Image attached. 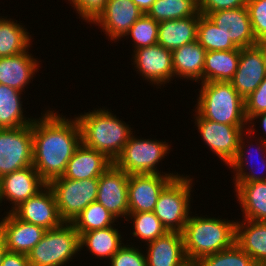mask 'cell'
I'll use <instances>...</instances> for the list:
<instances>
[{
    "label": "cell",
    "mask_w": 266,
    "mask_h": 266,
    "mask_svg": "<svg viewBox=\"0 0 266 266\" xmlns=\"http://www.w3.org/2000/svg\"><path fill=\"white\" fill-rule=\"evenodd\" d=\"M62 116L49 109L31 124L33 166L46 184L63 176L68 161L82 143L77 118Z\"/></svg>",
    "instance_id": "obj_1"
},
{
    "label": "cell",
    "mask_w": 266,
    "mask_h": 266,
    "mask_svg": "<svg viewBox=\"0 0 266 266\" xmlns=\"http://www.w3.org/2000/svg\"><path fill=\"white\" fill-rule=\"evenodd\" d=\"M182 235L186 258L190 264H195L202 257L223 251L235 243L236 222L190 216Z\"/></svg>",
    "instance_id": "obj_2"
},
{
    "label": "cell",
    "mask_w": 266,
    "mask_h": 266,
    "mask_svg": "<svg viewBox=\"0 0 266 266\" xmlns=\"http://www.w3.org/2000/svg\"><path fill=\"white\" fill-rule=\"evenodd\" d=\"M82 143L103 153L112 162L120 155L133 130L108 109H97L78 115Z\"/></svg>",
    "instance_id": "obj_3"
},
{
    "label": "cell",
    "mask_w": 266,
    "mask_h": 266,
    "mask_svg": "<svg viewBox=\"0 0 266 266\" xmlns=\"http://www.w3.org/2000/svg\"><path fill=\"white\" fill-rule=\"evenodd\" d=\"M195 110L204 118L228 125H248L245 100L230 82L200 83Z\"/></svg>",
    "instance_id": "obj_4"
},
{
    "label": "cell",
    "mask_w": 266,
    "mask_h": 266,
    "mask_svg": "<svg viewBox=\"0 0 266 266\" xmlns=\"http://www.w3.org/2000/svg\"><path fill=\"white\" fill-rule=\"evenodd\" d=\"M80 251V235L71 223L64 222L58 228L46 230L27 257L30 266H64Z\"/></svg>",
    "instance_id": "obj_5"
},
{
    "label": "cell",
    "mask_w": 266,
    "mask_h": 266,
    "mask_svg": "<svg viewBox=\"0 0 266 266\" xmlns=\"http://www.w3.org/2000/svg\"><path fill=\"white\" fill-rule=\"evenodd\" d=\"M193 179L184 175L174 178L160 193L154 214L168 232H183L190 217Z\"/></svg>",
    "instance_id": "obj_6"
},
{
    "label": "cell",
    "mask_w": 266,
    "mask_h": 266,
    "mask_svg": "<svg viewBox=\"0 0 266 266\" xmlns=\"http://www.w3.org/2000/svg\"><path fill=\"white\" fill-rule=\"evenodd\" d=\"M168 150L170 147L166 141L139 139L132 133L113 164L128 175L160 174L156 165L165 158Z\"/></svg>",
    "instance_id": "obj_7"
},
{
    "label": "cell",
    "mask_w": 266,
    "mask_h": 266,
    "mask_svg": "<svg viewBox=\"0 0 266 266\" xmlns=\"http://www.w3.org/2000/svg\"><path fill=\"white\" fill-rule=\"evenodd\" d=\"M98 180H71L62 176L48 184L54 192L58 212L64 222L71 223L89 204L96 201Z\"/></svg>",
    "instance_id": "obj_8"
},
{
    "label": "cell",
    "mask_w": 266,
    "mask_h": 266,
    "mask_svg": "<svg viewBox=\"0 0 266 266\" xmlns=\"http://www.w3.org/2000/svg\"><path fill=\"white\" fill-rule=\"evenodd\" d=\"M32 165V126L0 129V178Z\"/></svg>",
    "instance_id": "obj_9"
},
{
    "label": "cell",
    "mask_w": 266,
    "mask_h": 266,
    "mask_svg": "<svg viewBox=\"0 0 266 266\" xmlns=\"http://www.w3.org/2000/svg\"><path fill=\"white\" fill-rule=\"evenodd\" d=\"M194 123L206 145L228 166L235 158L247 125H228L204 119L197 111ZM246 127V128H245Z\"/></svg>",
    "instance_id": "obj_10"
},
{
    "label": "cell",
    "mask_w": 266,
    "mask_h": 266,
    "mask_svg": "<svg viewBox=\"0 0 266 266\" xmlns=\"http://www.w3.org/2000/svg\"><path fill=\"white\" fill-rule=\"evenodd\" d=\"M164 174L162 171V174L129 175V213L154 211L160 193L174 178L180 176L178 173Z\"/></svg>",
    "instance_id": "obj_11"
},
{
    "label": "cell",
    "mask_w": 266,
    "mask_h": 266,
    "mask_svg": "<svg viewBox=\"0 0 266 266\" xmlns=\"http://www.w3.org/2000/svg\"><path fill=\"white\" fill-rule=\"evenodd\" d=\"M11 212L18 219L40 226L45 230L58 228L64 223L58 212L54 192L48 184Z\"/></svg>",
    "instance_id": "obj_12"
},
{
    "label": "cell",
    "mask_w": 266,
    "mask_h": 266,
    "mask_svg": "<svg viewBox=\"0 0 266 266\" xmlns=\"http://www.w3.org/2000/svg\"><path fill=\"white\" fill-rule=\"evenodd\" d=\"M129 175L112 164L98 180L96 201L102 204L117 219L129 214L128 203Z\"/></svg>",
    "instance_id": "obj_13"
},
{
    "label": "cell",
    "mask_w": 266,
    "mask_h": 266,
    "mask_svg": "<svg viewBox=\"0 0 266 266\" xmlns=\"http://www.w3.org/2000/svg\"><path fill=\"white\" fill-rule=\"evenodd\" d=\"M133 64L142 77L152 84L164 85L174 77L172 51L156 44L133 51Z\"/></svg>",
    "instance_id": "obj_14"
},
{
    "label": "cell",
    "mask_w": 266,
    "mask_h": 266,
    "mask_svg": "<svg viewBox=\"0 0 266 266\" xmlns=\"http://www.w3.org/2000/svg\"><path fill=\"white\" fill-rule=\"evenodd\" d=\"M143 14L132 0H108L104 11L93 23L102 27L110 40L119 41Z\"/></svg>",
    "instance_id": "obj_15"
},
{
    "label": "cell",
    "mask_w": 266,
    "mask_h": 266,
    "mask_svg": "<svg viewBox=\"0 0 266 266\" xmlns=\"http://www.w3.org/2000/svg\"><path fill=\"white\" fill-rule=\"evenodd\" d=\"M208 17L236 47L247 48L256 45L257 40L253 34L247 6L218 10L210 13Z\"/></svg>",
    "instance_id": "obj_16"
},
{
    "label": "cell",
    "mask_w": 266,
    "mask_h": 266,
    "mask_svg": "<svg viewBox=\"0 0 266 266\" xmlns=\"http://www.w3.org/2000/svg\"><path fill=\"white\" fill-rule=\"evenodd\" d=\"M45 185L46 183L40 178L33 165L14 171L0 178V203L5 199L8 202L11 201L13 206L9 211H12L20 203L34 196Z\"/></svg>",
    "instance_id": "obj_17"
},
{
    "label": "cell",
    "mask_w": 266,
    "mask_h": 266,
    "mask_svg": "<svg viewBox=\"0 0 266 266\" xmlns=\"http://www.w3.org/2000/svg\"><path fill=\"white\" fill-rule=\"evenodd\" d=\"M6 215L0 221V231L7 251L28 255L40 242L46 230L18 219L11 211Z\"/></svg>",
    "instance_id": "obj_18"
},
{
    "label": "cell",
    "mask_w": 266,
    "mask_h": 266,
    "mask_svg": "<svg viewBox=\"0 0 266 266\" xmlns=\"http://www.w3.org/2000/svg\"><path fill=\"white\" fill-rule=\"evenodd\" d=\"M266 77L263 55L255 45L241 48L238 68L230 80L234 89L245 100Z\"/></svg>",
    "instance_id": "obj_19"
},
{
    "label": "cell",
    "mask_w": 266,
    "mask_h": 266,
    "mask_svg": "<svg viewBox=\"0 0 266 266\" xmlns=\"http://www.w3.org/2000/svg\"><path fill=\"white\" fill-rule=\"evenodd\" d=\"M147 266H188L181 232H167L164 236L145 244Z\"/></svg>",
    "instance_id": "obj_20"
},
{
    "label": "cell",
    "mask_w": 266,
    "mask_h": 266,
    "mask_svg": "<svg viewBox=\"0 0 266 266\" xmlns=\"http://www.w3.org/2000/svg\"><path fill=\"white\" fill-rule=\"evenodd\" d=\"M112 164L103 153L81 143L68 161L63 177L71 180L99 178Z\"/></svg>",
    "instance_id": "obj_21"
},
{
    "label": "cell",
    "mask_w": 266,
    "mask_h": 266,
    "mask_svg": "<svg viewBox=\"0 0 266 266\" xmlns=\"http://www.w3.org/2000/svg\"><path fill=\"white\" fill-rule=\"evenodd\" d=\"M28 51L29 48L14 56L0 57V84L24 91L40 67Z\"/></svg>",
    "instance_id": "obj_22"
},
{
    "label": "cell",
    "mask_w": 266,
    "mask_h": 266,
    "mask_svg": "<svg viewBox=\"0 0 266 266\" xmlns=\"http://www.w3.org/2000/svg\"><path fill=\"white\" fill-rule=\"evenodd\" d=\"M243 220L236 221L235 243L258 266H266V222Z\"/></svg>",
    "instance_id": "obj_23"
},
{
    "label": "cell",
    "mask_w": 266,
    "mask_h": 266,
    "mask_svg": "<svg viewBox=\"0 0 266 266\" xmlns=\"http://www.w3.org/2000/svg\"><path fill=\"white\" fill-rule=\"evenodd\" d=\"M200 13L183 19L159 22L158 44L170 51L196 41Z\"/></svg>",
    "instance_id": "obj_24"
},
{
    "label": "cell",
    "mask_w": 266,
    "mask_h": 266,
    "mask_svg": "<svg viewBox=\"0 0 266 266\" xmlns=\"http://www.w3.org/2000/svg\"><path fill=\"white\" fill-rule=\"evenodd\" d=\"M206 50L196 41L172 51L174 77L203 83Z\"/></svg>",
    "instance_id": "obj_25"
},
{
    "label": "cell",
    "mask_w": 266,
    "mask_h": 266,
    "mask_svg": "<svg viewBox=\"0 0 266 266\" xmlns=\"http://www.w3.org/2000/svg\"><path fill=\"white\" fill-rule=\"evenodd\" d=\"M241 48L233 50L206 51L203 68V83L212 81L230 82L235 75Z\"/></svg>",
    "instance_id": "obj_26"
},
{
    "label": "cell",
    "mask_w": 266,
    "mask_h": 266,
    "mask_svg": "<svg viewBox=\"0 0 266 266\" xmlns=\"http://www.w3.org/2000/svg\"><path fill=\"white\" fill-rule=\"evenodd\" d=\"M244 218L266 222V181L234 183Z\"/></svg>",
    "instance_id": "obj_27"
},
{
    "label": "cell",
    "mask_w": 266,
    "mask_h": 266,
    "mask_svg": "<svg viewBox=\"0 0 266 266\" xmlns=\"http://www.w3.org/2000/svg\"><path fill=\"white\" fill-rule=\"evenodd\" d=\"M119 230L110 226L108 228L85 232L80 235V249L86 246L97 258L109 260L123 246Z\"/></svg>",
    "instance_id": "obj_28"
},
{
    "label": "cell",
    "mask_w": 266,
    "mask_h": 266,
    "mask_svg": "<svg viewBox=\"0 0 266 266\" xmlns=\"http://www.w3.org/2000/svg\"><path fill=\"white\" fill-rule=\"evenodd\" d=\"M22 94L19 90L0 84V129L31 125L35 120L23 115Z\"/></svg>",
    "instance_id": "obj_29"
},
{
    "label": "cell",
    "mask_w": 266,
    "mask_h": 266,
    "mask_svg": "<svg viewBox=\"0 0 266 266\" xmlns=\"http://www.w3.org/2000/svg\"><path fill=\"white\" fill-rule=\"evenodd\" d=\"M21 23L0 17V57L14 56L30 48L32 36Z\"/></svg>",
    "instance_id": "obj_30"
},
{
    "label": "cell",
    "mask_w": 266,
    "mask_h": 266,
    "mask_svg": "<svg viewBox=\"0 0 266 266\" xmlns=\"http://www.w3.org/2000/svg\"><path fill=\"white\" fill-rule=\"evenodd\" d=\"M198 13V0H156L146 14L162 22L196 16Z\"/></svg>",
    "instance_id": "obj_31"
},
{
    "label": "cell",
    "mask_w": 266,
    "mask_h": 266,
    "mask_svg": "<svg viewBox=\"0 0 266 266\" xmlns=\"http://www.w3.org/2000/svg\"><path fill=\"white\" fill-rule=\"evenodd\" d=\"M245 135V133L243 132L242 133V135H241V138H240V141H239V146H238V151H237V154H236V156H235V158L230 162V164L228 165L229 166V168H232L235 172V176H234V182L235 183H250V182H260V181H266V176H260V173H263V172H259V175H258V173H256L255 174V172H254V170H252L253 169V166L252 167H250L249 168V166H250V164L249 163H251V162H249L248 160V158H250L249 156V154L251 153V152H249V150H251V146L253 147L254 145L252 144V145H245L246 143H245V139H244V136ZM261 143L260 144H256V145H258V148L257 149H255V151L256 150H258V152H262L263 151V153L266 151V141L262 138L261 140ZM245 145V146H244ZM259 145L261 146V147H259ZM246 146L247 147H250V149L248 150L247 149V151H246ZM264 147V148H263ZM256 148V147H255ZM261 148V149H260ZM254 148H252V150H253ZM245 151H246V153H248V154H246L245 153ZM257 152V151H256ZM255 152V153H256ZM266 153V152H265ZM249 155V156H246V155ZM258 154V153H257ZM260 154V153H259ZM259 154L257 155V156H255L256 157V159L258 158V156H259ZM253 156H254V154H253ZM252 157V156H251ZM260 157V156H259ZM264 158L266 159V156H264L263 157V159H262V161L264 160ZM255 159V160H256ZM256 162H258V161H256ZM263 165H264V167L266 166V164H265V162L263 161ZM249 164V165H248ZM254 164V163H253ZM252 165V164H251ZM246 166H248V168L246 167ZM244 168H246V169H244ZM247 169H248V171L249 172H247Z\"/></svg>",
    "instance_id": "obj_32"
},
{
    "label": "cell",
    "mask_w": 266,
    "mask_h": 266,
    "mask_svg": "<svg viewBox=\"0 0 266 266\" xmlns=\"http://www.w3.org/2000/svg\"><path fill=\"white\" fill-rule=\"evenodd\" d=\"M102 204L95 201L89 204L72 222L79 235L93 230H99L113 226L116 221Z\"/></svg>",
    "instance_id": "obj_33"
},
{
    "label": "cell",
    "mask_w": 266,
    "mask_h": 266,
    "mask_svg": "<svg viewBox=\"0 0 266 266\" xmlns=\"http://www.w3.org/2000/svg\"><path fill=\"white\" fill-rule=\"evenodd\" d=\"M196 40L206 51L233 50L237 48L208 16L202 14L197 25Z\"/></svg>",
    "instance_id": "obj_34"
},
{
    "label": "cell",
    "mask_w": 266,
    "mask_h": 266,
    "mask_svg": "<svg viewBox=\"0 0 266 266\" xmlns=\"http://www.w3.org/2000/svg\"><path fill=\"white\" fill-rule=\"evenodd\" d=\"M128 217L133 219L131 220L134 224L132 236L140 238V240L145 241L147 244L168 232L153 211L129 213Z\"/></svg>",
    "instance_id": "obj_35"
},
{
    "label": "cell",
    "mask_w": 266,
    "mask_h": 266,
    "mask_svg": "<svg viewBox=\"0 0 266 266\" xmlns=\"http://www.w3.org/2000/svg\"><path fill=\"white\" fill-rule=\"evenodd\" d=\"M195 266H258L236 243L215 254L202 257Z\"/></svg>",
    "instance_id": "obj_36"
},
{
    "label": "cell",
    "mask_w": 266,
    "mask_h": 266,
    "mask_svg": "<svg viewBox=\"0 0 266 266\" xmlns=\"http://www.w3.org/2000/svg\"><path fill=\"white\" fill-rule=\"evenodd\" d=\"M159 22L143 14L128 30L125 36H131L136 49L158 44Z\"/></svg>",
    "instance_id": "obj_37"
},
{
    "label": "cell",
    "mask_w": 266,
    "mask_h": 266,
    "mask_svg": "<svg viewBox=\"0 0 266 266\" xmlns=\"http://www.w3.org/2000/svg\"><path fill=\"white\" fill-rule=\"evenodd\" d=\"M247 8L256 40L266 38V0H248Z\"/></svg>",
    "instance_id": "obj_38"
},
{
    "label": "cell",
    "mask_w": 266,
    "mask_h": 266,
    "mask_svg": "<svg viewBox=\"0 0 266 266\" xmlns=\"http://www.w3.org/2000/svg\"><path fill=\"white\" fill-rule=\"evenodd\" d=\"M146 254H143L139 248L126 244L117 251L110 259L111 266H147Z\"/></svg>",
    "instance_id": "obj_39"
},
{
    "label": "cell",
    "mask_w": 266,
    "mask_h": 266,
    "mask_svg": "<svg viewBox=\"0 0 266 266\" xmlns=\"http://www.w3.org/2000/svg\"><path fill=\"white\" fill-rule=\"evenodd\" d=\"M85 22L93 23L104 11L108 0H68Z\"/></svg>",
    "instance_id": "obj_40"
},
{
    "label": "cell",
    "mask_w": 266,
    "mask_h": 266,
    "mask_svg": "<svg viewBox=\"0 0 266 266\" xmlns=\"http://www.w3.org/2000/svg\"><path fill=\"white\" fill-rule=\"evenodd\" d=\"M266 112V77L245 99V116L248 122L256 114Z\"/></svg>",
    "instance_id": "obj_41"
},
{
    "label": "cell",
    "mask_w": 266,
    "mask_h": 266,
    "mask_svg": "<svg viewBox=\"0 0 266 266\" xmlns=\"http://www.w3.org/2000/svg\"><path fill=\"white\" fill-rule=\"evenodd\" d=\"M199 13L208 16L218 10L233 9L247 6L248 0H198Z\"/></svg>",
    "instance_id": "obj_42"
},
{
    "label": "cell",
    "mask_w": 266,
    "mask_h": 266,
    "mask_svg": "<svg viewBox=\"0 0 266 266\" xmlns=\"http://www.w3.org/2000/svg\"><path fill=\"white\" fill-rule=\"evenodd\" d=\"M1 266H30L26 254L6 251Z\"/></svg>",
    "instance_id": "obj_43"
},
{
    "label": "cell",
    "mask_w": 266,
    "mask_h": 266,
    "mask_svg": "<svg viewBox=\"0 0 266 266\" xmlns=\"http://www.w3.org/2000/svg\"><path fill=\"white\" fill-rule=\"evenodd\" d=\"M257 118H258V120L260 119L261 121H260V124H261V126H262V130L264 131V133H265V135H266V112H262V113H259V114H256L255 116H253L251 119H250V121L251 122H248V129L246 130L247 132H245V133H250V134H252L253 132H254V130H255V128H254V123H252V121L253 120H256L257 121ZM251 124H253V125H251ZM250 125V126H249ZM251 127H253V128H251ZM253 131V132H252ZM263 139L266 141V138H264L263 137Z\"/></svg>",
    "instance_id": "obj_44"
},
{
    "label": "cell",
    "mask_w": 266,
    "mask_h": 266,
    "mask_svg": "<svg viewBox=\"0 0 266 266\" xmlns=\"http://www.w3.org/2000/svg\"><path fill=\"white\" fill-rule=\"evenodd\" d=\"M133 3L146 14L156 0H132Z\"/></svg>",
    "instance_id": "obj_45"
},
{
    "label": "cell",
    "mask_w": 266,
    "mask_h": 266,
    "mask_svg": "<svg viewBox=\"0 0 266 266\" xmlns=\"http://www.w3.org/2000/svg\"><path fill=\"white\" fill-rule=\"evenodd\" d=\"M256 46L260 49L263 59H264V64L266 68V38L258 40L256 43Z\"/></svg>",
    "instance_id": "obj_46"
},
{
    "label": "cell",
    "mask_w": 266,
    "mask_h": 266,
    "mask_svg": "<svg viewBox=\"0 0 266 266\" xmlns=\"http://www.w3.org/2000/svg\"><path fill=\"white\" fill-rule=\"evenodd\" d=\"M6 251H7V249L5 247L4 239H3L2 233L0 231V266L2 264V260H3V257L6 253Z\"/></svg>",
    "instance_id": "obj_47"
}]
</instances>
